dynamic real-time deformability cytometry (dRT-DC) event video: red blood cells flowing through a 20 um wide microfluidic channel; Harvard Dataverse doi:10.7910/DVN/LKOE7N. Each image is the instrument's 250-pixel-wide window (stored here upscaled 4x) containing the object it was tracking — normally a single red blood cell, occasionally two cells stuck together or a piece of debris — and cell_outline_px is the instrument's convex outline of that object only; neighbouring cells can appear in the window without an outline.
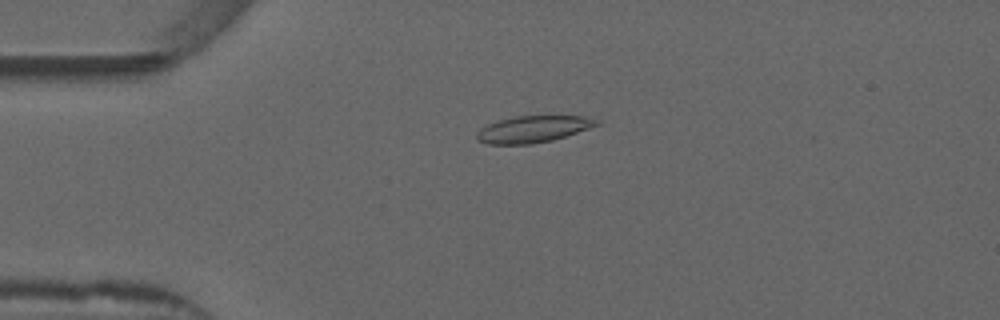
{"species": "common noctule bat (a hibernating species)", "species_latin": "Nyctalus noctula", "temperature_condition": "warm", "stored_images_in_passage": 36, "camera_frame_rate_fps": 3000, "um_per_image_px": 0.085, "animal": {"sex": "male", "forearm_length_mm": 52.5}, "frame": {"image": 1, "passage_image": 2, "time_ms": 0.333, "image_size_px": [1000, 320], "cell_outline_px": [[600, 124], [552, 140], [532, 144], [488, 144], [476, 140], [476, 132], [480, 128], [488, 124], [500, 120], [516, 116], [584, 116], [600, 120]], "centroid_in_image_um": [45.27, 10.98], "position_along_channel_um": 39.7, "area_um2": 18.5}}
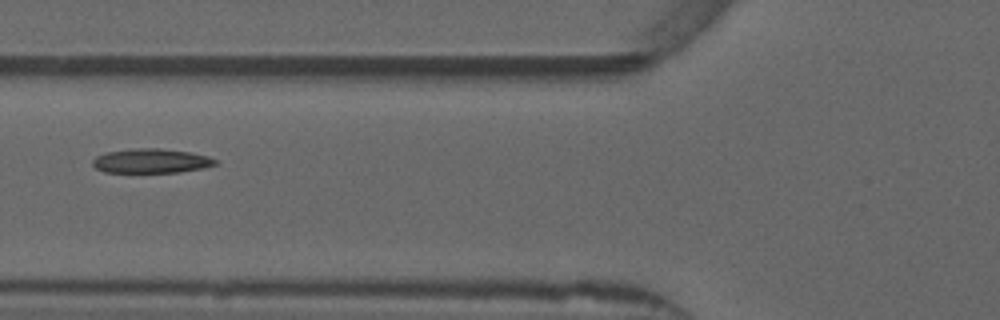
{"frame": {"image": 2, "passage_image": 10, "time_ms": 3.0, "image_size_px": [1000, 320], "cell_outline_px": [[220, 164], [204, 168], [180, 172], [104, 172], [96, 168], [92, 164], [92, 160], [96, 156], [104, 152], [136, 148], [160, 148], [188, 152], [208, 156], [216, 160]], "centroid_in_image_um": [12.85, 13.67], "position_along_channel_um": 112.9, "area_um2": 17.51}}
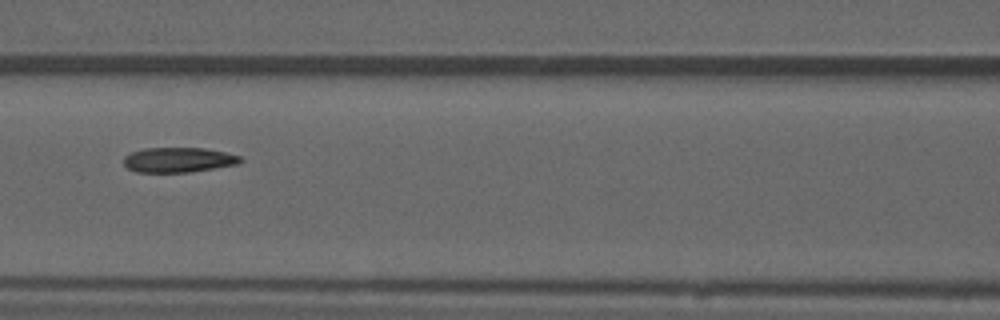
{"frame": {"image": 3, "passage_image": 13, "time_ms": 4.0, "image_size_px": [1000, 320], "cell_outline_px": [[244, 160], [236, 164], [192, 172], [136, 172], [128, 168], [124, 164], [124, 156], [132, 152], [144, 148], [204, 148], [224, 152], [240, 156]], "centroid_in_image_um": [15.16, 13.59], "position_along_channel_um": 151.4, "area_um2": 16.88}, "authors_computed_cell_mechanics": {"area_um2": 17.5423, "velocity_mm_per_s": 3.8466, "shape_relaxation_time_tau1_ms": 7.9739, "shape_relaxation_time_tau2_ms": 3.957, "deformation_change_tau1": 0.1807, "deformation_change_tau2": 0.0759}}